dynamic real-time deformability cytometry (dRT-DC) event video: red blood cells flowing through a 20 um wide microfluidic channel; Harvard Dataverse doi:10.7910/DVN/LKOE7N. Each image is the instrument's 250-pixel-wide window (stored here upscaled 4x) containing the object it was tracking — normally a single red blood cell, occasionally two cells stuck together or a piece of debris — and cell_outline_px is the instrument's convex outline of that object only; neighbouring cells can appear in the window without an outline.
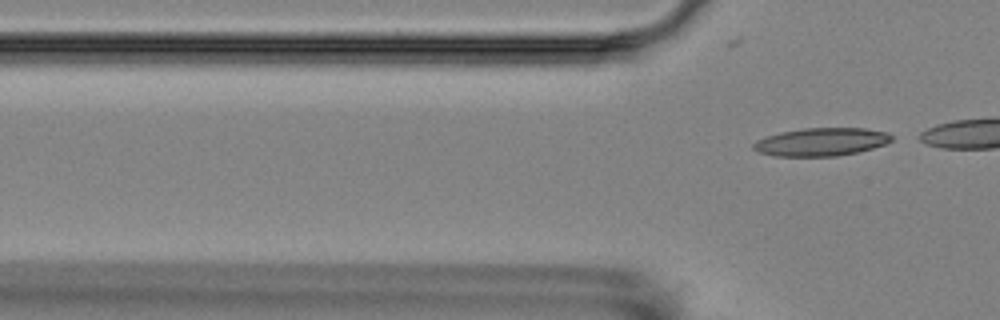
{"species": "Egyptian fruit bat (a non-hibernating species)", "species_latin": "Rousettus aegyptiacus", "temperature_condition": "room temperature", "stored_images_in_passage": 7, "camera_frame_rate_fps": 3000, "um_per_image_px": 0.085, "animal": {"sex": "female"}, "frame": {"image": 1, "passage_image": 7, "time_ms": 7.0, "image_size_px": [1000, 320], "cell_outline_px": [[892, 140], [884, 144], [872, 148], [856, 152], [836, 156], [772, 156], [756, 152], [752, 148], [752, 144], [756, 140], [780, 132], [804, 128], [864, 128], [888, 132], [892, 136]], "centroid_in_image_um": [69.76, 12.06], "position_along_channel_um": 56.0, "area_um2": 22.6}}